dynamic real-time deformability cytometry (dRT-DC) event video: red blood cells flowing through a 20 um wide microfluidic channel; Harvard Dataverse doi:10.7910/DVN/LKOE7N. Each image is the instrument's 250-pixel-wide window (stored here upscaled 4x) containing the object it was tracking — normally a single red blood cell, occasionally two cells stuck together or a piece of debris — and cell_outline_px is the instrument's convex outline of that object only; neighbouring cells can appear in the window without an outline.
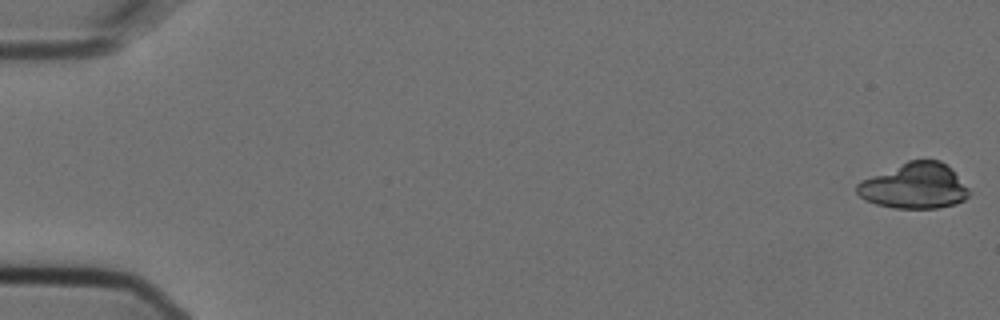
{"species": "Egyptian fruit bat (a non-hibernating species)", "species_latin": "Rousettus aegyptiacus", "temperature_condition": "cold", "stored_images_in_passage": 2, "camera_frame_rate_fps": 3000, "um_per_image_px": 0.085, "animal": {"sex": "female"}, "frame": {"image": 1, "passage_image": 1, "time_ms": 0.0, "image_size_px": [1000, 320], "cell_outline_px": [[968, 196], [964, 200], [956, 204], [936, 208], [892, 208], [876, 204], [864, 200], [856, 192], [856, 184], [860, 180], [908, 160], [940, 160], [952, 168], [968, 188]], "centroid_in_image_um": [77.71, 15.8], "position_along_channel_um": 7.3, "area_um2": 29.94}}